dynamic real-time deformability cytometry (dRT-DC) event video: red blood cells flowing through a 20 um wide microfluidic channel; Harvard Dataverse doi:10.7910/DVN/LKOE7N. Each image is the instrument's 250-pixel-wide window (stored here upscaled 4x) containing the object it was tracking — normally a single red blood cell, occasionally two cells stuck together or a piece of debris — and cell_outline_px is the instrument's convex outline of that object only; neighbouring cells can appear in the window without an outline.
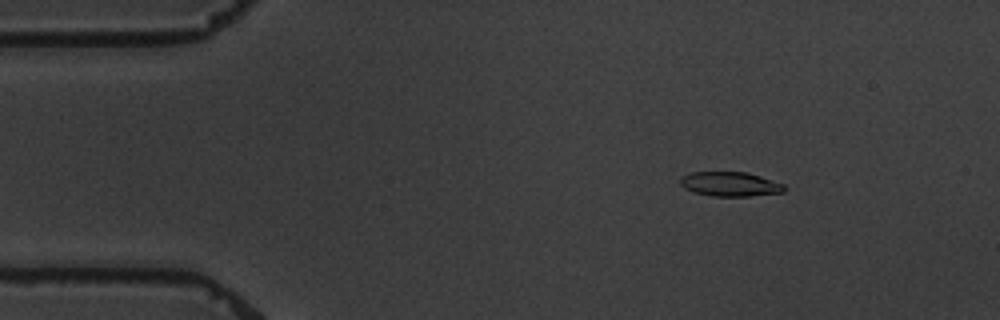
{"species": "common noctule bat (a hibernating species)", "species_latin": "Nyctalus noctula", "temperature_condition": "warm", "stored_images_in_passage": 2, "camera_frame_rate_fps": 3000, "um_per_image_px": 0.085, "animal": {"sex": "male", "body_mass_g": 19.5, "forearm_length_mm": 54.6}, "frame": {"image": 1, "passage_image": 1, "time_ms": 0.0, "image_size_px": [1000, 320], "cell_outline_px": [[788, 188], [784, 192], [748, 196], [712, 196], [692, 192], [684, 188], [680, 184], [680, 176], [692, 172], [748, 172], [784, 184]], "centroid_in_image_um": [62.05, 15.65], "position_along_channel_um": 22.9, "area_um2": 14.97}}